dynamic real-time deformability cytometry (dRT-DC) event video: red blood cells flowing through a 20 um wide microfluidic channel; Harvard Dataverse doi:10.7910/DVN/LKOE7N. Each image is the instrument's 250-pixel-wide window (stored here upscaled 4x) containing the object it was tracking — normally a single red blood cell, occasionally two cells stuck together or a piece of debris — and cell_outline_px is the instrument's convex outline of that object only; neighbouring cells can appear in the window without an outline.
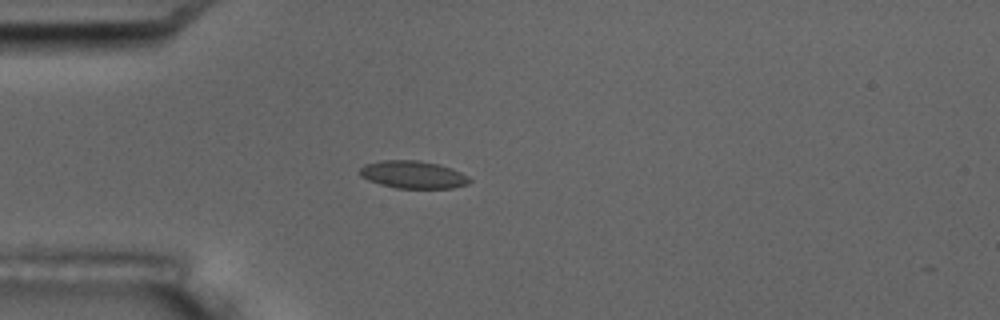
{"species": "common noctule bat (a hibernating species)", "species_latin": "Nyctalus noctula", "temperature_condition": "room temperature", "stored_images_in_passage": 6, "camera_frame_rate_fps": 3000, "um_per_image_px": 0.085, "animal": {"sex": "male", "body_mass_g": 17.5, "forearm_length_mm": 52.3}, "frame": {"image": 1, "passage_image": 5, "time_ms": 4.667, "image_size_px": [1000, 320], "cell_outline_px": [[472, 180], [468, 184], [452, 188], [396, 188], [380, 184], [368, 180], [360, 176], [360, 168], [364, 164], [380, 160], [420, 160], [440, 164], [452, 168], [468, 176]], "centroid_in_image_um": [35.11, 14.83], "position_along_channel_um": 49.9, "area_um2": 17.8}}